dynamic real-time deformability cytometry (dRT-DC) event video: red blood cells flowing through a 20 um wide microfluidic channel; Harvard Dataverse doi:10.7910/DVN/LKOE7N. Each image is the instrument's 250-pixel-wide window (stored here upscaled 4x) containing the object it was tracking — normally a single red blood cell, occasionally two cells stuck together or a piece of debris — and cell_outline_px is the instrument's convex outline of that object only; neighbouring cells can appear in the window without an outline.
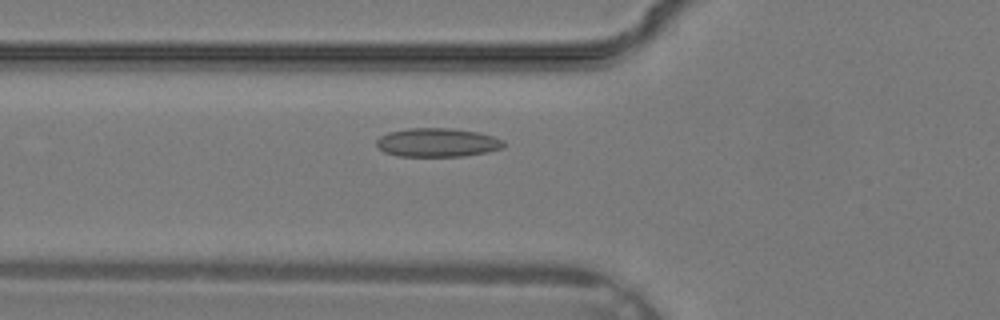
{"species": "common noctule bat (a hibernating species)", "species_latin": "Nyctalus noctula", "temperature_condition": "warm", "stored_images_in_passage": 28, "camera_frame_rate_fps": 3000, "um_per_image_px": 0.085, "animal": {"sex": "male", "body_mass_g": 19.2, "forearm_length_mm": 51.8}, "frame": {"image": 1, "passage_image": 5, "time_ms": 1.333, "image_size_px": [1000, 320], "cell_outline_px": [[504, 148], [488, 152], [464, 156], [396, 156], [384, 152], [376, 144], [376, 140], [380, 136], [388, 132], [408, 128], [452, 128], [476, 132], [492, 136], [504, 140]], "centroid_in_image_um": [37.17, 12.11], "position_along_channel_um": 88.6, "area_um2": 21.39}}
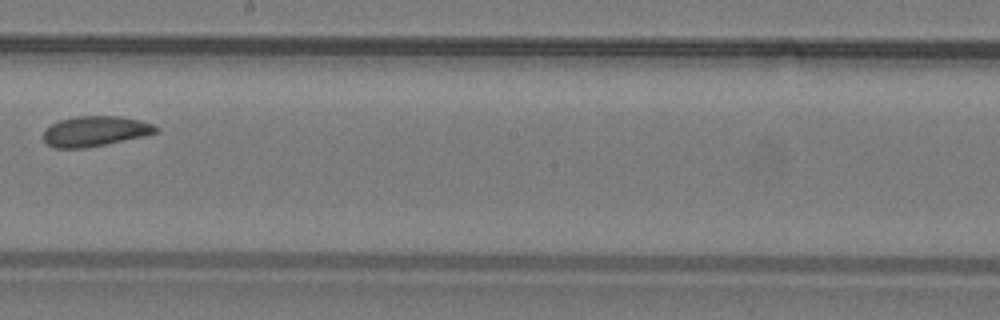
{"frame": {"image": 2, "passage_image": 13, "time_ms": 4.0, "image_size_px": [1000, 320], "cell_outline_px": [[160, 128], [156, 132], [144, 136], [84, 148], [52, 148], [44, 140], [44, 132], [52, 124], [60, 120], [76, 116], [120, 116], [140, 120], [152, 124]], "centroid_in_image_um": [8.09, 11.15], "position_along_channel_um": 240.1, "area_um2": 19.59}}
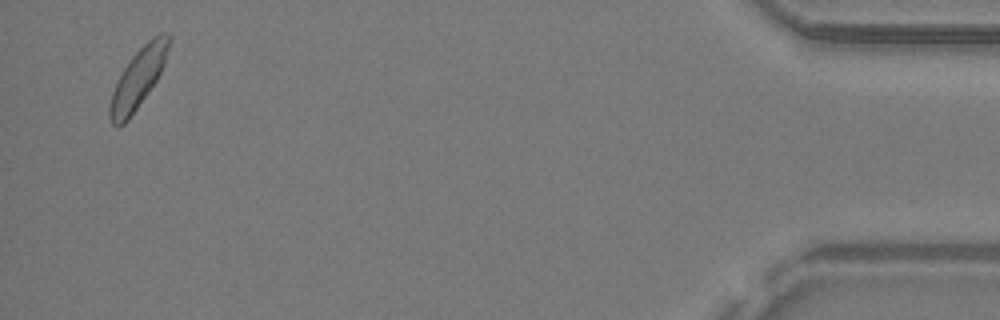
{"frame": {"image": 3, "passage_image": 27, "time_ms": 8.667, "image_size_px": [1000, 320], "cell_outline_px": [[172, 40], [164, 64], [156, 80], [148, 92], [128, 120], [124, 124], [116, 128], [112, 124], [108, 116], [108, 108], [112, 92], [124, 68], [132, 56], [152, 36], [160, 32], [168, 32], [172, 36]], "centroid_in_image_um": [11.76, 6.63], "position_along_channel_um": 423.4, "area_um2": 20.52}}